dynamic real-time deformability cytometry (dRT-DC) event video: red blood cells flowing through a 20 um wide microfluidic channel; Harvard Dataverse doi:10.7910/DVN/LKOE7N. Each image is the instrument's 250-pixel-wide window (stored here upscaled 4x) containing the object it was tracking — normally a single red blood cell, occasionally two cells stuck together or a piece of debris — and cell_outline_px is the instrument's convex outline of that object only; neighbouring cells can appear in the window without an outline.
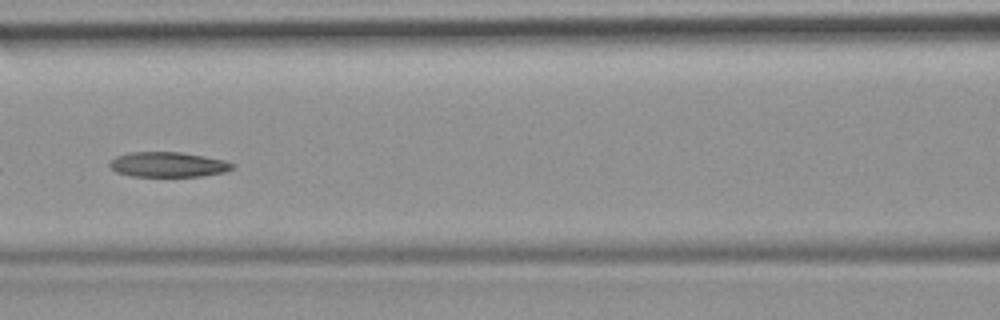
{"species": "common noctule bat (a hibernating species)", "species_latin": "Nyctalus noctula", "temperature_condition": "room temperature", "stored_images_in_passage": 49, "camera_frame_rate_fps": 3000, "um_per_image_px": 0.085, "animal": {"sex": "female", "body_mass_g": 19.9}, "frame": {"image": 1, "passage_image": 22, "time_ms": 7.0, "image_size_px": [1000, 320], "cell_outline_px": [[236, 168], [224, 172], [204, 176], [132, 176], [116, 172], [108, 164], [116, 156], [128, 152], [180, 152], [204, 156], [224, 160], [236, 164]], "centroid_in_image_um": [14.32, 13.98], "position_along_channel_um": 152.3, "area_um2": 17.98}}